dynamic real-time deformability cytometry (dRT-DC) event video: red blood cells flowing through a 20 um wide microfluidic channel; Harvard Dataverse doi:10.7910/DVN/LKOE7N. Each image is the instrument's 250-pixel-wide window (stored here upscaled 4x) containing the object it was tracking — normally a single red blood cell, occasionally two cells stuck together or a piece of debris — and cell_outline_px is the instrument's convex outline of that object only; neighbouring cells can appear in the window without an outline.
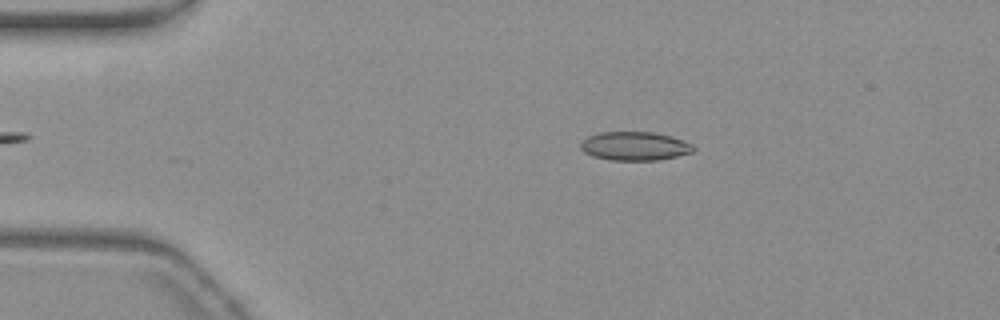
{"species": "common noctule bat (a hibernating species)", "species_latin": "Nyctalus noctula", "temperature_condition": "warm", "stored_images_in_passage": 12, "camera_frame_rate_fps": 3000, "um_per_image_px": 0.085, "animal": {"sex": "female", "body_mass_g": 19.3, "forearm_length_mm": 54.1}, "frame": {"image": 1, "passage_image": 2, "time_ms": 0.333, "image_size_px": [1000, 320], "cell_outline_px": [[696, 148], [692, 152], [676, 156], [656, 160], [612, 160], [592, 156], [584, 152], [580, 148], [580, 140], [588, 136], [600, 132], [652, 132], [672, 136], [684, 140], [692, 144]], "centroid_in_image_um": [53.93, 12.41], "position_along_channel_um": 31.1, "area_um2": 18.96}}
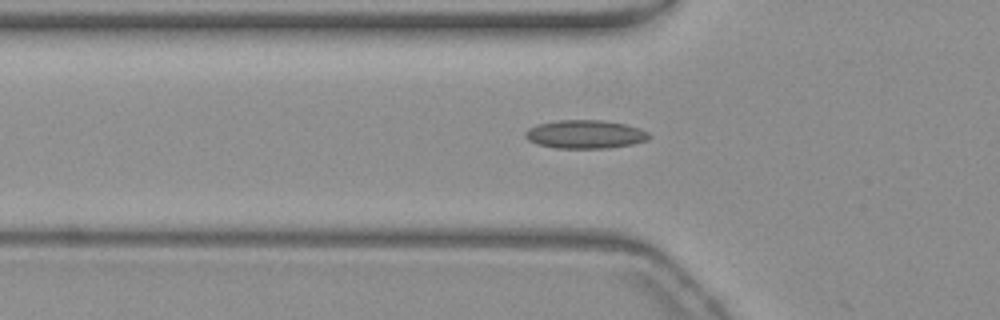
{"frame": {"image": 2, "passage_image": 10, "time_ms": 3.0, "image_size_px": [1000, 320], "cell_outline_px": [[652, 136], [648, 140], [632, 144], [608, 148], [556, 148], [536, 144], [528, 140], [524, 136], [524, 132], [528, 128], [536, 124], [560, 120], [604, 120], [624, 124], [640, 128], [648, 132]], "centroid_in_image_um": [49.73, 11.41], "position_along_channel_um": 76.1, "area_um2": 20.69}}